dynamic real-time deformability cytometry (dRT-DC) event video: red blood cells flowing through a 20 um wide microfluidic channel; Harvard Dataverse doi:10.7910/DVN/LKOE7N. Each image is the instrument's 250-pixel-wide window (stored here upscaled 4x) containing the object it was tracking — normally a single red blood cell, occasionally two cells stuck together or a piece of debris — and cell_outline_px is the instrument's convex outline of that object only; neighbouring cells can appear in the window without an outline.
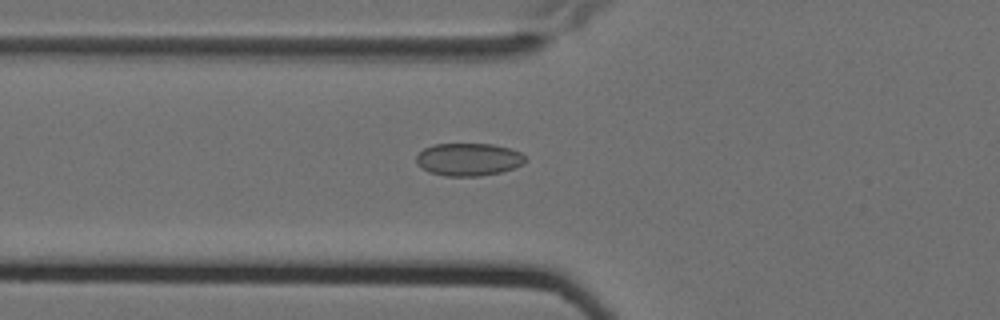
{"species": "Egyptian fruit bat (a non-hibernating species)", "species_latin": "Rousettus aegyptiacus", "temperature_condition": "cold", "stored_images_in_passage": 8, "camera_frame_rate_fps": 3000, "um_per_image_px": 0.085, "animal": {"sex": "female"}, "frame": {"image": 1, "passage_image": 8, "time_ms": 2.333, "image_size_px": [1000, 320], "cell_outline_px": [[528, 160], [524, 164], [516, 168], [500, 172], [480, 176], [444, 176], [428, 172], [416, 160], [416, 156], [424, 148], [432, 144], [492, 144], [508, 148], [520, 152]], "centroid_in_image_um": [39.86, 13.55], "position_along_channel_um": 85.9, "area_um2": 20.81}}